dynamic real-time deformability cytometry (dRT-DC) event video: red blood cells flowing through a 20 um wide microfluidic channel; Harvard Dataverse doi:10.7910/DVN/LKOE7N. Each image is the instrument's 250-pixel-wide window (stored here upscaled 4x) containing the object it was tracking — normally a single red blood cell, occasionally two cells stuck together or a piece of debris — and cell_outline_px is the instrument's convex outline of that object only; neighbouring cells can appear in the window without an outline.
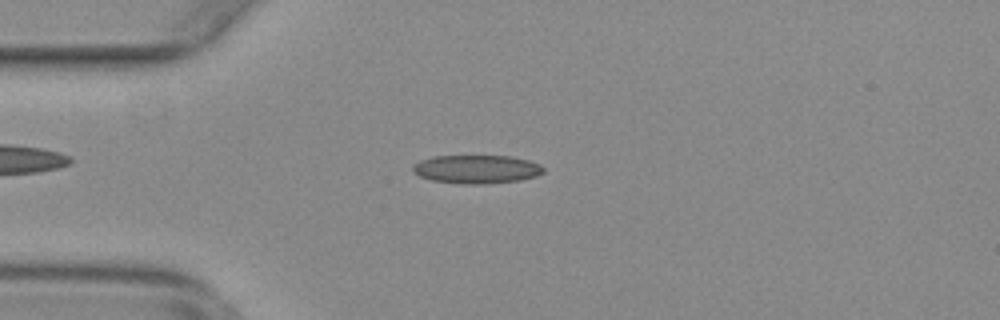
{"species": "common noctule bat (a hibernating species)", "species_latin": "Nyctalus noctula", "temperature_condition": "warm", "stored_images_in_passage": 54, "camera_frame_rate_fps": 3000, "um_per_image_px": 0.085, "animal": {"sex": "female", "body_mass_g": 29.2, "forearm_length_mm": 56.3}, "frame": {"image": 1, "passage_image": 13, "time_ms": 4.0, "image_size_px": [1000, 320], "cell_outline_px": [[544, 172], [536, 176], [520, 180], [484, 184], [460, 184], [432, 180], [420, 176], [412, 172], [412, 168], [420, 160], [432, 156], [512, 156], [528, 160], [540, 164], [544, 168]], "centroid_in_image_um": [40.52, 14.38], "position_along_channel_um": 44.5, "area_um2": 21.73}}
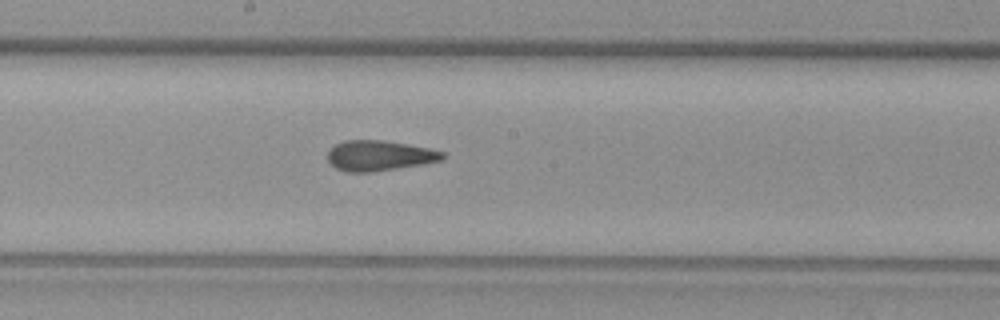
{"frame": {"image": 2, "passage_image": 28, "time_ms": 9.0, "image_size_px": [1000, 320], "cell_outline_px": [[444, 160], [424, 164], [372, 172], [348, 172], [336, 168], [328, 160], [328, 152], [336, 144], [344, 140], [384, 140], [428, 148], [444, 152]], "centroid_in_image_um": [32.26, 13.23], "position_along_channel_um": 215.9, "area_um2": 20.23}}
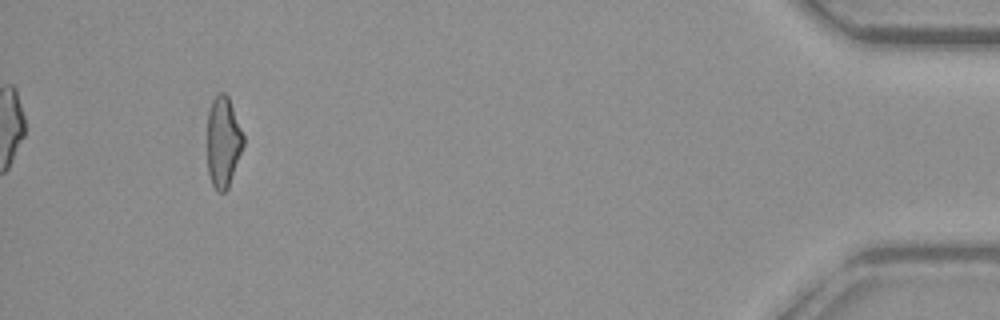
{"frame": {"image": 3, "passage_image": 50, "time_ms": 16.333, "image_size_px": [1000, 320], "cell_outline_px": [[244, 144], [228, 188], [224, 192], [216, 192], [212, 184], [208, 172], [208, 112], [212, 100], [220, 92], [224, 92], [228, 96], [244, 136]], "centroid_in_image_um": [18.97, 12.08], "position_along_channel_um": 416.2, "area_um2": 18.96}, "authors_computed_cell_mechanics": {"area_um2": 20.2589, "velocity_mm_per_s": 3.7718, "shape_relaxation_time_tau1_ms": null, "shape_relaxation_time_tau2_ms": 2.1635, "deformation_change_tau1": null, "deformation_change_tau2": 0.1128}}